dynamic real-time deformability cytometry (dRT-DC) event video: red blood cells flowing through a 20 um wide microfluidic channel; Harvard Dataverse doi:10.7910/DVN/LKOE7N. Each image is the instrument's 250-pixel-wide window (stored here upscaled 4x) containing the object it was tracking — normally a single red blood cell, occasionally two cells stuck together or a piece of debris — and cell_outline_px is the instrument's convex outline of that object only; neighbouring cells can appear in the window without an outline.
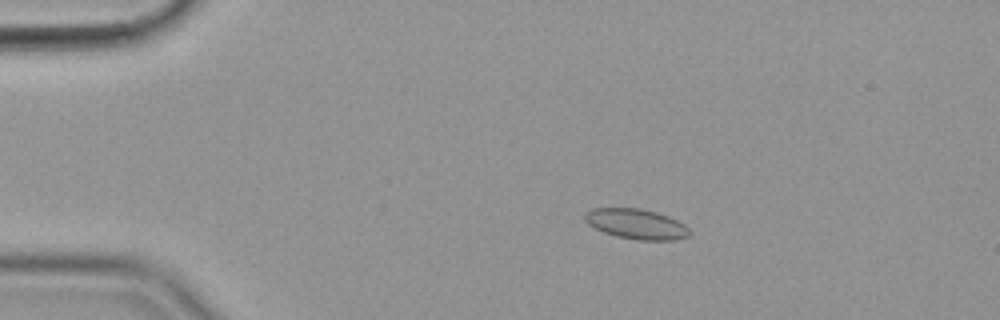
{"species": "common noctule bat (a hibernating species)", "species_latin": "Nyctalus noctula", "temperature_condition": "cold", "stored_images_in_passage": 56, "camera_frame_rate_fps": 3000, "um_per_image_px": 0.085, "animal": {"sex": "female", "body_mass_g": 19.9}, "frame": {"image": 1, "passage_image": 10, "time_ms": 3.0, "image_size_px": [1000, 320], "cell_outline_px": [[692, 232], [688, 236], [676, 240], [636, 240], [616, 236], [604, 232], [588, 224], [584, 220], [584, 212], [592, 208], [640, 208], [656, 212], [668, 216], [684, 224]], "centroid_in_image_um": [54.08, 19.04], "position_along_channel_um": 30.9, "area_um2": 18.5}}
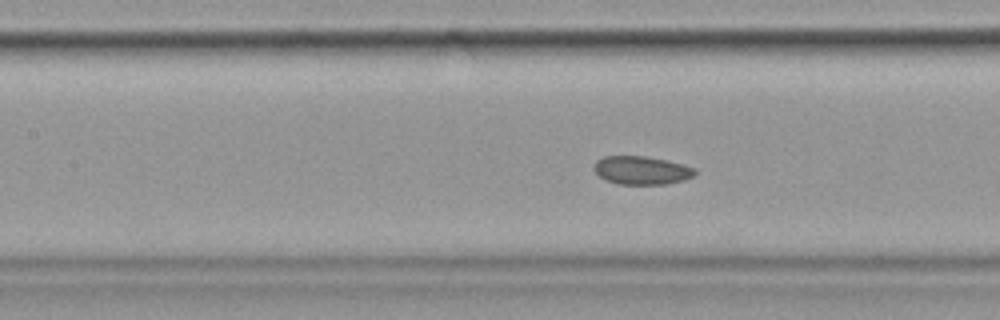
{"frame": {"image": 2, "passage_image": 25, "time_ms": 8.0, "image_size_px": [1000, 320], "cell_outline_px": [[696, 172], [692, 176], [684, 180], [664, 184], [616, 184], [604, 180], [592, 168], [596, 160], [604, 156], [644, 156], [668, 160], [684, 164], [696, 168]], "centroid_in_image_um": [54.52, 14.47], "position_along_channel_um": 152.9, "area_um2": 16.82}}
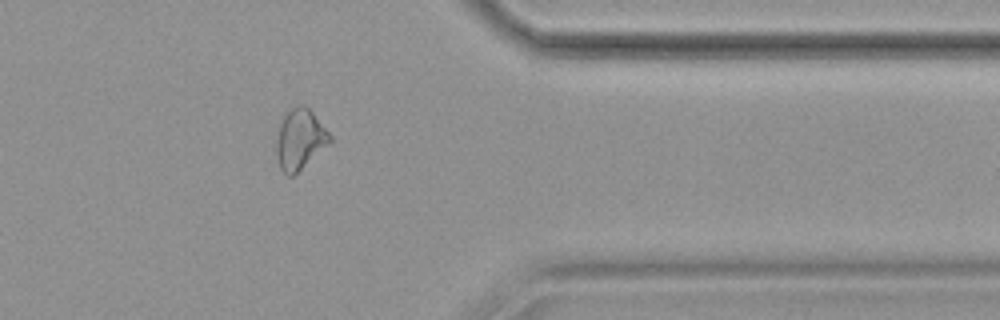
{"frame": {"image": 3, "passage_image": 46, "time_ms": 15.0, "image_size_px": [1000, 320], "cell_outline_px": [[332, 140], [328, 144], [292, 176], [288, 176], [280, 168], [276, 156], [276, 140], [280, 120], [284, 112], [296, 104], [304, 104], [312, 112], [332, 136]], "centroid_in_image_um": [25.45, 11.79], "position_along_channel_um": 385.9, "area_um2": 18.79}}